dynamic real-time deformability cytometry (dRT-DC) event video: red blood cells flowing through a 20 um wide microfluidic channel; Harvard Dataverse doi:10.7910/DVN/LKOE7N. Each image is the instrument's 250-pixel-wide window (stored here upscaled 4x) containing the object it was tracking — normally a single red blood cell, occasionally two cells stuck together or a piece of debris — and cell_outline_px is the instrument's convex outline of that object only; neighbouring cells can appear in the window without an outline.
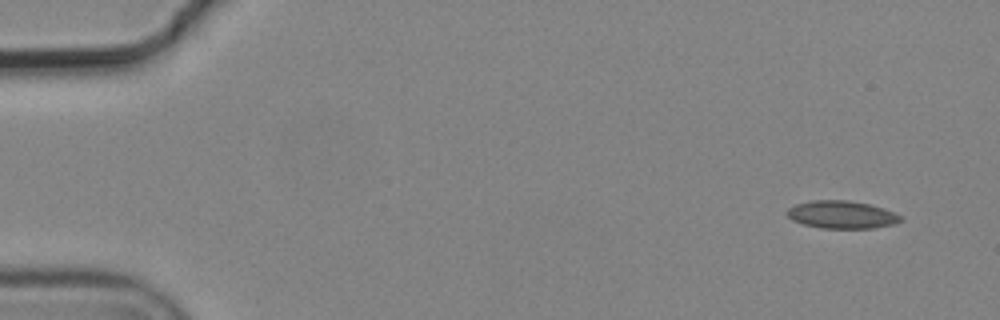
{"species": "common noctule bat (a hibernating species)", "species_latin": "Nyctalus noctula", "temperature_condition": "cold", "stored_images_in_passage": 8, "camera_frame_rate_fps": 3000, "um_per_image_px": 0.085, "animal": {"sex": "male", "body_mass_g": 19.2, "forearm_length_mm": 51.8}, "frame": {"image": 1, "passage_image": 1, "time_ms": 0.0, "image_size_px": [1000, 320], "cell_outline_px": [[904, 220], [896, 224], [872, 228], [820, 228], [804, 224], [792, 220], [784, 212], [788, 208], [796, 204], [812, 200], [848, 200], [868, 204], [884, 208], [900, 216]], "centroid_in_image_um": [71.53, 18.24], "position_along_channel_um": 13.5, "area_um2": 18.38}}
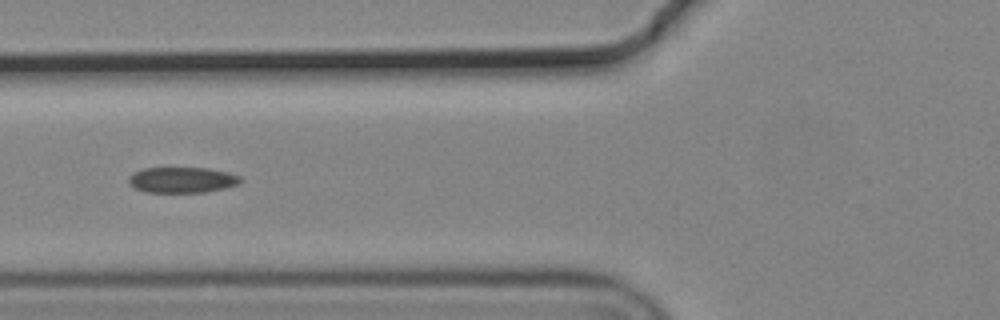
{"frame": {"image": 2, "passage_image": 6, "time_ms": 1.667, "image_size_px": [1000, 320], "cell_outline_px": [[244, 180], [240, 184], [224, 188], [204, 192], [144, 192], [128, 184], [128, 176], [132, 172], [144, 168], [208, 168], [228, 172], [240, 176]], "centroid_in_image_um": [15.47, 15.29], "position_along_channel_um": 110.3, "area_um2": 16.94}}
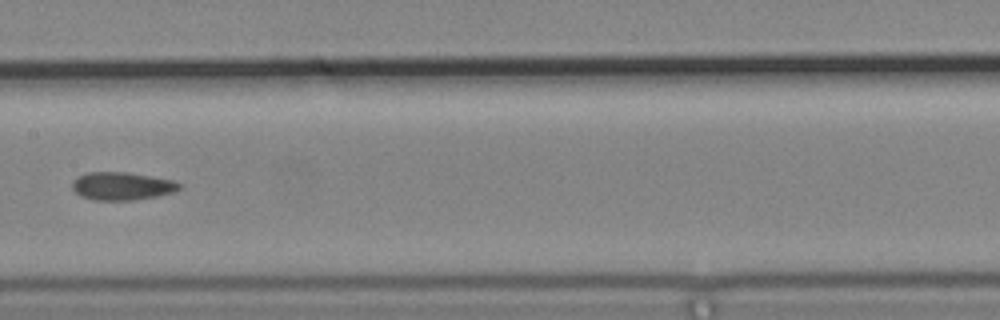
{"frame": {"image": 3, "passage_image": 8, "time_ms": 2.333, "image_size_px": [1000, 320], "cell_outline_px": [[184, 184], [176, 192], [156, 196], [132, 200], [92, 200], [80, 196], [72, 188], [72, 180], [76, 176], [88, 172], [128, 172], [172, 180]], "centroid_in_image_um": [10.36, 15.81], "position_along_channel_um": 197.0, "area_um2": 17.63}}